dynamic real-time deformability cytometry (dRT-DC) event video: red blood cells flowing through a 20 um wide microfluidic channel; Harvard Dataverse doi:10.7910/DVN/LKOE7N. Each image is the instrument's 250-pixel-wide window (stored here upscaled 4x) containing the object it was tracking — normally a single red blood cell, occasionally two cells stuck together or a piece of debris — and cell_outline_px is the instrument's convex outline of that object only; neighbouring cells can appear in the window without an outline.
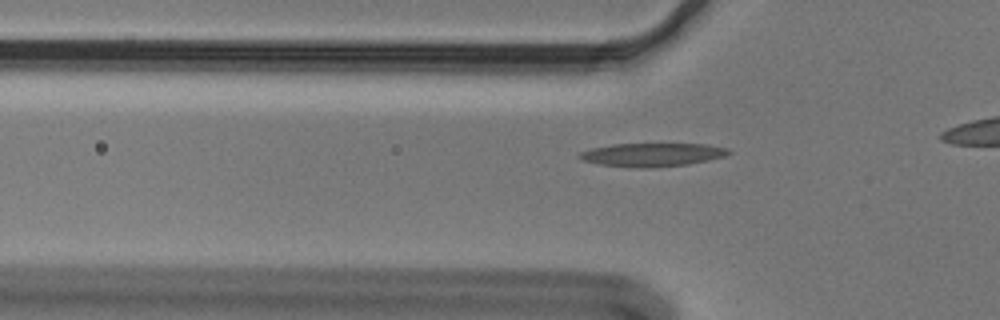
{"species": "Egyptian fruit bat (a non-hibernating species)", "species_latin": "Rousettus aegyptiacus", "temperature_condition": "cold", "stored_images_in_passage": 23, "camera_frame_rate_fps": 3000, "um_per_image_px": 0.085, "animal": {"sex": "male"}, "frame": {"image": 1, "passage_image": 13, "time_ms": 4.0, "image_size_px": [1000, 320], "cell_outline_px": [[732, 152], [724, 156], [708, 160], [688, 164], [652, 168], [636, 168], [600, 164], [580, 160], [576, 156], [580, 152], [592, 148], [612, 144], [708, 144], [728, 148]], "centroid_in_image_um": [55.42, 13.15], "position_along_channel_um": 70.4, "area_um2": 20.46}}
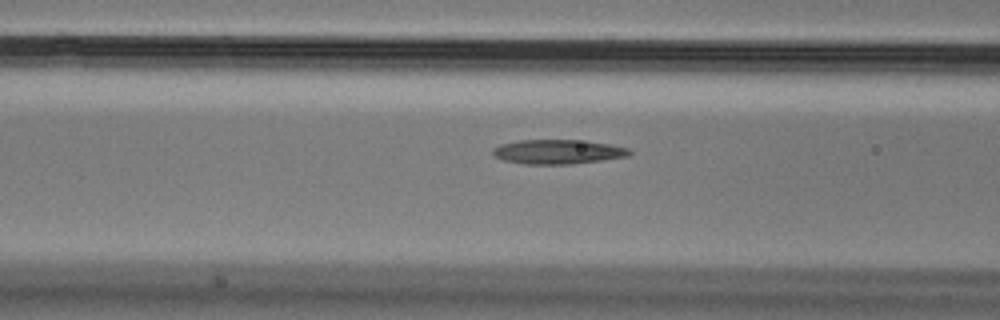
{"frame": {"image": 2, "passage_image": 17, "time_ms": 5.333, "image_size_px": [1000, 320], "cell_outline_px": [[632, 152], [628, 156], [572, 164], [524, 164], [504, 160], [496, 156], [492, 152], [492, 148], [500, 144], [520, 140], [588, 140], [628, 148]], "centroid_in_image_um": [47.41, 12.89], "position_along_channel_um": 119.2, "area_um2": 19.36}}
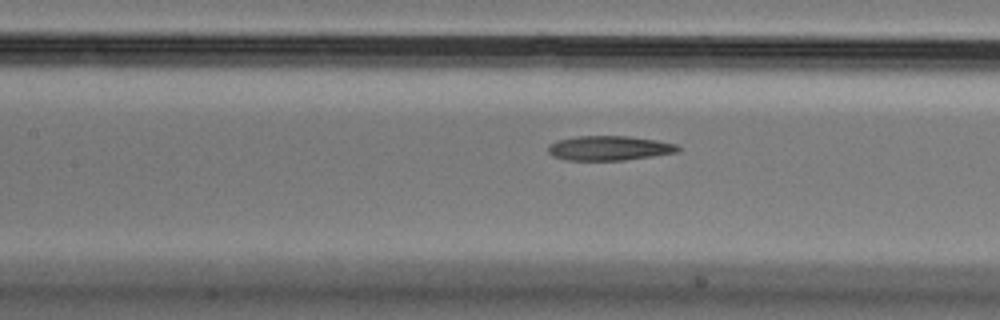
{"frame": {"image": 3, "passage_image": 20, "time_ms": 6.333, "image_size_px": [1000, 320], "cell_outline_px": [[680, 152], [624, 160], [568, 160], [552, 156], [548, 152], [548, 144], [556, 140], [576, 136], [628, 136], [656, 140], [676, 144], [680, 148]], "centroid_in_image_um": [51.76, 12.58], "position_along_channel_um": 155.6, "area_um2": 18.67}}